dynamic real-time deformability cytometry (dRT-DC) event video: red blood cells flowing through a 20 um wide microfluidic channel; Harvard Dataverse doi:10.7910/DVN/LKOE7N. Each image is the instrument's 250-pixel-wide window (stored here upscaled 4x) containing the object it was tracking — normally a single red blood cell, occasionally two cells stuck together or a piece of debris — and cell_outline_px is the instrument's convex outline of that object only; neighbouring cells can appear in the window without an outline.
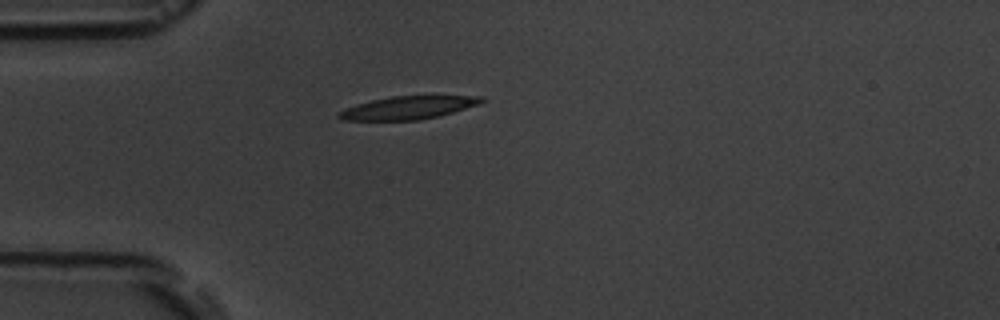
{"species": "common noctule bat (a hibernating species)", "species_latin": "Nyctalus noctula", "temperature_condition": "room temperature", "stored_images_in_passage": 1, "camera_frame_rate_fps": 3000, "um_per_image_px": 0.085, "animal": {"sex": "male", "body_mass_g": 19.5, "forearm_length_mm": 54.6}, "frame": {"image": 1, "passage_image": 1, "time_ms": 0.0, "image_size_px": [1000, 320], "cell_outline_px": [[488, 100], [480, 104], [440, 116], [420, 120], [340, 120], [336, 116], [336, 112], [356, 104], [372, 100], [392, 96], [484, 96]], "centroid_in_image_um": [34.7, 9.16], "position_along_channel_um": 50.3, "area_um2": 19.31}}